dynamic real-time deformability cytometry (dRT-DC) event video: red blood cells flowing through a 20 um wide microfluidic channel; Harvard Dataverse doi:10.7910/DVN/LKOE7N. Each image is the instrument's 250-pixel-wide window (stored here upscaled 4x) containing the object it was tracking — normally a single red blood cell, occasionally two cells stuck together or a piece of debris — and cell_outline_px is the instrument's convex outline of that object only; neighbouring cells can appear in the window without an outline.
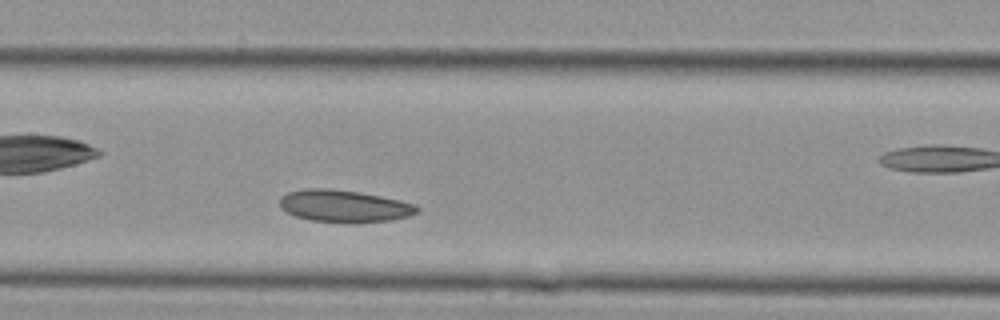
{"species": "Egyptian fruit bat (a non-hibernating species)", "species_latin": "Rousettus aegyptiacus", "temperature_condition": "cold", "stored_images_in_passage": 17, "camera_frame_rate_fps": 3000, "um_per_image_px": 0.085, "animal": {"sex": "female"}, "frame": {"image": 1, "passage_image": 12, "time_ms": 3.667, "image_size_px": [1000, 320], "cell_outline_px": [[420, 208], [416, 212], [408, 216], [392, 220], [312, 220], [296, 216], [280, 208], [280, 196], [288, 192], [304, 188], [324, 188], [360, 192], [400, 200], [416, 204]], "centroid_in_image_um": [29.22, 17.46], "position_along_channel_um": 178.2, "area_um2": 24.8}}